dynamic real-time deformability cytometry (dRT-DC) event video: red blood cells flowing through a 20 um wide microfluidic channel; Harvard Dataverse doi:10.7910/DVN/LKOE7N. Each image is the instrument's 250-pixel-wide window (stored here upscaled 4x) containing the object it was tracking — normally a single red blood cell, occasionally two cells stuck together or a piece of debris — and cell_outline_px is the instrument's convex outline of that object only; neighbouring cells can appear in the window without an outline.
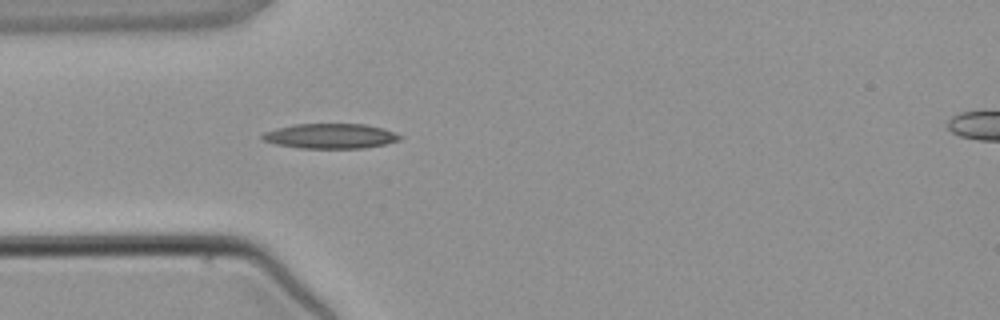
{"species": "common noctule bat (a hibernating species)", "species_latin": "Nyctalus noctula", "temperature_condition": "warm", "stored_images_in_passage": 6, "camera_frame_rate_fps": 3000, "um_per_image_px": 0.085, "animal": {"sex": "male", "body_mass_g": 21.5, "forearm_length_mm": 52.0}, "frame": {"image": 1, "passage_image": 5, "time_ms": 4.667, "image_size_px": [1000, 320], "cell_outline_px": [[404, 136], [400, 140], [384, 144], [364, 148], [300, 148], [276, 144], [260, 140], [260, 136], [264, 132], [276, 128], [292, 124], [364, 124], [384, 128], [396, 132]], "centroid_in_image_um": [28.08, 11.56], "position_along_channel_um": 56.9, "area_um2": 20.23}}